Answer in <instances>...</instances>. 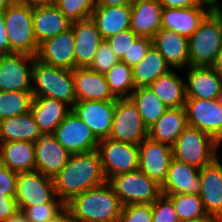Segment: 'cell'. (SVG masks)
Instances as JSON below:
<instances>
[{
	"label": "cell",
	"instance_id": "6da1fadb",
	"mask_svg": "<svg viewBox=\"0 0 222 222\" xmlns=\"http://www.w3.org/2000/svg\"><path fill=\"white\" fill-rule=\"evenodd\" d=\"M55 192L65 204L82 192L105 184L98 150L71 154L66 166L53 178Z\"/></svg>",
	"mask_w": 222,
	"mask_h": 222
},
{
	"label": "cell",
	"instance_id": "7a4b0ae2",
	"mask_svg": "<svg viewBox=\"0 0 222 222\" xmlns=\"http://www.w3.org/2000/svg\"><path fill=\"white\" fill-rule=\"evenodd\" d=\"M66 206L75 222H118L123 209L107 182L76 195Z\"/></svg>",
	"mask_w": 222,
	"mask_h": 222
},
{
	"label": "cell",
	"instance_id": "3957f363",
	"mask_svg": "<svg viewBox=\"0 0 222 222\" xmlns=\"http://www.w3.org/2000/svg\"><path fill=\"white\" fill-rule=\"evenodd\" d=\"M32 93L34 98L57 99L72 108L77 102L72 70L46 64L35 57L32 66Z\"/></svg>",
	"mask_w": 222,
	"mask_h": 222
},
{
	"label": "cell",
	"instance_id": "277c9868",
	"mask_svg": "<svg viewBox=\"0 0 222 222\" xmlns=\"http://www.w3.org/2000/svg\"><path fill=\"white\" fill-rule=\"evenodd\" d=\"M189 39V66H211L222 48V17L211 10Z\"/></svg>",
	"mask_w": 222,
	"mask_h": 222
},
{
	"label": "cell",
	"instance_id": "5b68a950",
	"mask_svg": "<svg viewBox=\"0 0 222 222\" xmlns=\"http://www.w3.org/2000/svg\"><path fill=\"white\" fill-rule=\"evenodd\" d=\"M220 143L208 133L187 126L172 146L174 159L202 169L217 157Z\"/></svg>",
	"mask_w": 222,
	"mask_h": 222
},
{
	"label": "cell",
	"instance_id": "8992f818",
	"mask_svg": "<svg viewBox=\"0 0 222 222\" xmlns=\"http://www.w3.org/2000/svg\"><path fill=\"white\" fill-rule=\"evenodd\" d=\"M10 53L36 56L38 43L33 28V7L13 2L3 13Z\"/></svg>",
	"mask_w": 222,
	"mask_h": 222
},
{
	"label": "cell",
	"instance_id": "52a82bcc",
	"mask_svg": "<svg viewBox=\"0 0 222 222\" xmlns=\"http://www.w3.org/2000/svg\"><path fill=\"white\" fill-rule=\"evenodd\" d=\"M123 206L153 204L161 193V186L139 169L115 175L107 180Z\"/></svg>",
	"mask_w": 222,
	"mask_h": 222
},
{
	"label": "cell",
	"instance_id": "ba28073f",
	"mask_svg": "<svg viewBox=\"0 0 222 222\" xmlns=\"http://www.w3.org/2000/svg\"><path fill=\"white\" fill-rule=\"evenodd\" d=\"M148 137V128L130 98H117L109 138L119 142L139 145Z\"/></svg>",
	"mask_w": 222,
	"mask_h": 222
},
{
	"label": "cell",
	"instance_id": "9c48e42d",
	"mask_svg": "<svg viewBox=\"0 0 222 222\" xmlns=\"http://www.w3.org/2000/svg\"><path fill=\"white\" fill-rule=\"evenodd\" d=\"M97 150L107 180L112 176L138 169L139 148L137 145L106 138L99 141Z\"/></svg>",
	"mask_w": 222,
	"mask_h": 222
},
{
	"label": "cell",
	"instance_id": "30bf717a",
	"mask_svg": "<svg viewBox=\"0 0 222 222\" xmlns=\"http://www.w3.org/2000/svg\"><path fill=\"white\" fill-rule=\"evenodd\" d=\"M24 53L0 55V91L32 92L34 58Z\"/></svg>",
	"mask_w": 222,
	"mask_h": 222
},
{
	"label": "cell",
	"instance_id": "8fae6325",
	"mask_svg": "<svg viewBox=\"0 0 222 222\" xmlns=\"http://www.w3.org/2000/svg\"><path fill=\"white\" fill-rule=\"evenodd\" d=\"M56 196L53 178L36 170L18 173L14 199L19 211L28 206L49 203Z\"/></svg>",
	"mask_w": 222,
	"mask_h": 222
},
{
	"label": "cell",
	"instance_id": "7c38bea8",
	"mask_svg": "<svg viewBox=\"0 0 222 222\" xmlns=\"http://www.w3.org/2000/svg\"><path fill=\"white\" fill-rule=\"evenodd\" d=\"M57 141L70 153H84L97 150L99 140L90 128L71 110L56 127Z\"/></svg>",
	"mask_w": 222,
	"mask_h": 222
},
{
	"label": "cell",
	"instance_id": "4fadbf2b",
	"mask_svg": "<svg viewBox=\"0 0 222 222\" xmlns=\"http://www.w3.org/2000/svg\"><path fill=\"white\" fill-rule=\"evenodd\" d=\"M187 125L198 128L222 142V105L218 99H186Z\"/></svg>",
	"mask_w": 222,
	"mask_h": 222
},
{
	"label": "cell",
	"instance_id": "5bb4252c",
	"mask_svg": "<svg viewBox=\"0 0 222 222\" xmlns=\"http://www.w3.org/2000/svg\"><path fill=\"white\" fill-rule=\"evenodd\" d=\"M138 148V169L162 186L174 158L172 147L147 137L138 145Z\"/></svg>",
	"mask_w": 222,
	"mask_h": 222
},
{
	"label": "cell",
	"instance_id": "9a60e30c",
	"mask_svg": "<svg viewBox=\"0 0 222 222\" xmlns=\"http://www.w3.org/2000/svg\"><path fill=\"white\" fill-rule=\"evenodd\" d=\"M116 101H77L71 110L81 119L100 141L109 138Z\"/></svg>",
	"mask_w": 222,
	"mask_h": 222
},
{
	"label": "cell",
	"instance_id": "2e32d148",
	"mask_svg": "<svg viewBox=\"0 0 222 222\" xmlns=\"http://www.w3.org/2000/svg\"><path fill=\"white\" fill-rule=\"evenodd\" d=\"M36 171L54 178L67 164L70 153L57 141L54 133L40 132L34 142Z\"/></svg>",
	"mask_w": 222,
	"mask_h": 222
},
{
	"label": "cell",
	"instance_id": "e0dca14e",
	"mask_svg": "<svg viewBox=\"0 0 222 222\" xmlns=\"http://www.w3.org/2000/svg\"><path fill=\"white\" fill-rule=\"evenodd\" d=\"M36 58L55 67L75 69V39L72 28L39 45Z\"/></svg>",
	"mask_w": 222,
	"mask_h": 222
},
{
	"label": "cell",
	"instance_id": "ac0fdd59",
	"mask_svg": "<svg viewBox=\"0 0 222 222\" xmlns=\"http://www.w3.org/2000/svg\"><path fill=\"white\" fill-rule=\"evenodd\" d=\"M201 190L199 196L205 212L222 222V163L217 157L200 169Z\"/></svg>",
	"mask_w": 222,
	"mask_h": 222
},
{
	"label": "cell",
	"instance_id": "d6986e66",
	"mask_svg": "<svg viewBox=\"0 0 222 222\" xmlns=\"http://www.w3.org/2000/svg\"><path fill=\"white\" fill-rule=\"evenodd\" d=\"M76 101H116L106 81L105 74L96 73L88 67L72 70Z\"/></svg>",
	"mask_w": 222,
	"mask_h": 222
},
{
	"label": "cell",
	"instance_id": "ffe728a7",
	"mask_svg": "<svg viewBox=\"0 0 222 222\" xmlns=\"http://www.w3.org/2000/svg\"><path fill=\"white\" fill-rule=\"evenodd\" d=\"M200 169L177 159L172 160L166 179L161 186L164 195L197 194L201 190Z\"/></svg>",
	"mask_w": 222,
	"mask_h": 222
},
{
	"label": "cell",
	"instance_id": "44dd1931",
	"mask_svg": "<svg viewBox=\"0 0 222 222\" xmlns=\"http://www.w3.org/2000/svg\"><path fill=\"white\" fill-rule=\"evenodd\" d=\"M162 10L159 0H134L130 29L139 37L153 39L162 29Z\"/></svg>",
	"mask_w": 222,
	"mask_h": 222
},
{
	"label": "cell",
	"instance_id": "7402d4cb",
	"mask_svg": "<svg viewBox=\"0 0 222 222\" xmlns=\"http://www.w3.org/2000/svg\"><path fill=\"white\" fill-rule=\"evenodd\" d=\"M186 76V99H218L222 78L210 66H189Z\"/></svg>",
	"mask_w": 222,
	"mask_h": 222
},
{
	"label": "cell",
	"instance_id": "603a6c76",
	"mask_svg": "<svg viewBox=\"0 0 222 222\" xmlns=\"http://www.w3.org/2000/svg\"><path fill=\"white\" fill-rule=\"evenodd\" d=\"M75 39V68L88 67L104 41L91 18L72 23Z\"/></svg>",
	"mask_w": 222,
	"mask_h": 222
},
{
	"label": "cell",
	"instance_id": "cb8c5ba5",
	"mask_svg": "<svg viewBox=\"0 0 222 222\" xmlns=\"http://www.w3.org/2000/svg\"><path fill=\"white\" fill-rule=\"evenodd\" d=\"M153 46L164 57L166 63L178 71L189 67V39L172 30L161 29L152 39Z\"/></svg>",
	"mask_w": 222,
	"mask_h": 222
},
{
	"label": "cell",
	"instance_id": "d4e9b609",
	"mask_svg": "<svg viewBox=\"0 0 222 222\" xmlns=\"http://www.w3.org/2000/svg\"><path fill=\"white\" fill-rule=\"evenodd\" d=\"M72 23L61 13L55 4L33 7V28L38 46L67 30Z\"/></svg>",
	"mask_w": 222,
	"mask_h": 222
},
{
	"label": "cell",
	"instance_id": "484cf974",
	"mask_svg": "<svg viewBox=\"0 0 222 222\" xmlns=\"http://www.w3.org/2000/svg\"><path fill=\"white\" fill-rule=\"evenodd\" d=\"M207 6L188 8H163L162 28L189 38L199 27L200 22L211 11Z\"/></svg>",
	"mask_w": 222,
	"mask_h": 222
},
{
	"label": "cell",
	"instance_id": "4316f807",
	"mask_svg": "<svg viewBox=\"0 0 222 222\" xmlns=\"http://www.w3.org/2000/svg\"><path fill=\"white\" fill-rule=\"evenodd\" d=\"M103 40L130 29L131 5L95 6L91 17Z\"/></svg>",
	"mask_w": 222,
	"mask_h": 222
},
{
	"label": "cell",
	"instance_id": "83f0119b",
	"mask_svg": "<svg viewBox=\"0 0 222 222\" xmlns=\"http://www.w3.org/2000/svg\"><path fill=\"white\" fill-rule=\"evenodd\" d=\"M0 164L17 173L35 171L34 143L29 141L0 143Z\"/></svg>",
	"mask_w": 222,
	"mask_h": 222
},
{
	"label": "cell",
	"instance_id": "f1b7e54d",
	"mask_svg": "<svg viewBox=\"0 0 222 222\" xmlns=\"http://www.w3.org/2000/svg\"><path fill=\"white\" fill-rule=\"evenodd\" d=\"M187 126L185 108H169L161 118L148 129V137L172 147L178 136Z\"/></svg>",
	"mask_w": 222,
	"mask_h": 222
},
{
	"label": "cell",
	"instance_id": "f546056e",
	"mask_svg": "<svg viewBox=\"0 0 222 222\" xmlns=\"http://www.w3.org/2000/svg\"><path fill=\"white\" fill-rule=\"evenodd\" d=\"M30 111L40 132L54 133L71 108L57 99L40 97L33 98Z\"/></svg>",
	"mask_w": 222,
	"mask_h": 222
},
{
	"label": "cell",
	"instance_id": "4dcf8cb0",
	"mask_svg": "<svg viewBox=\"0 0 222 222\" xmlns=\"http://www.w3.org/2000/svg\"><path fill=\"white\" fill-rule=\"evenodd\" d=\"M175 70L159 76L148 86L168 108L184 107L186 102V81Z\"/></svg>",
	"mask_w": 222,
	"mask_h": 222
},
{
	"label": "cell",
	"instance_id": "1f68e13d",
	"mask_svg": "<svg viewBox=\"0 0 222 222\" xmlns=\"http://www.w3.org/2000/svg\"><path fill=\"white\" fill-rule=\"evenodd\" d=\"M39 135L40 130L31 111L0 121V143L10 141L34 143Z\"/></svg>",
	"mask_w": 222,
	"mask_h": 222
},
{
	"label": "cell",
	"instance_id": "d6a6232c",
	"mask_svg": "<svg viewBox=\"0 0 222 222\" xmlns=\"http://www.w3.org/2000/svg\"><path fill=\"white\" fill-rule=\"evenodd\" d=\"M170 70L171 68L166 63L164 57L152 45L146 56L132 67L135 88L149 86L159 76Z\"/></svg>",
	"mask_w": 222,
	"mask_h": 222
},
{
	"label": "cell",
	"instance_id": "836d02e7",
	"mask_svg": "<svg viewBox=\"0 0 222 222\" xmlns=\"http://www.w3.org/2000/svg\"><path fill=\"white\" fill-rule=\"evenodd\" d=\"M149 129L169 109L149 88L137 87L129 97Z\"/></svg>",
	"mask_w": 222,
	"mask_h": 222
},
{
	"label": "cell",
	"instance_id": "e575fe53",
	"mask_svg": "<svg viewBox=\"0 0 222 222\" xmlns=\"http://www.w3.org/2000/svg\"><path fill=\"white\" fill-rule=\"evenodd\" d=\"M105 77L116 98H129L135 89L132 67L121 60L105 73Z\"/></svg>",
	"mask_w": 222,
	"mask_h": 222
},
{
	"label": "cell",
	"instance_id": "d590c367",
	"mask_svg": "<svg viewBox=\"0 0 222 222\" xmlns=\"http://www.w3.org/2000/svg\"><path fill=\"white\" fill-rule=\"evenodd\" d=\"M33 98L32 92L0 91V121L29 112Z\"/></svg>",
	"mask_w": 222,
	"mask_h": 222
},
{
	"label": "cell",
	"instance_id": "8d00e7d4",
	"mask_svg": "<svg viewBox=\"0 0 222 222\" xmlns=\"http://www.w3.org/2000/svg\"><path fill=\"white\" fill-rule=\"evenodd\" d=\"M167 196L172 200L180 222L196 220L208 216L205 212L203 202L197 194L182 193Z\"/></svg>",
	"mask_w": 222,
	"mask_h": 222
},
{
	"label": "cell",
	"instance_id": "74e56055",
	"mask_svg": "<svg viewBox=\"0 0 222 222\" xmlns=\"http://www.w3.org/2000/svg\"><path fill=\"white\" fill-rule=\"evenodd\" d=\"M54 4L71 23L90 18L95 8L94 0H55Z\"/></svg>",
	"mask_w": 222,
	"mask_h": 222
},
{
	"label": "cell",
	"instance_id": "f35d334b",
	"mask_svg": "<svg viewBox=\"0 0 222 222\" xmlns=\"http://www.w3.org/2000/svg\"><path fill=\"white\" fill-rule=\"evenodd\" d=\"M66 204L57 196L49 203L26 207L22 212L30 222H46L59 213Z\"/></svg>",
	"mask_w": 222,
	"mask_h": 222
},
{
	"label": "cell",
	"instance_id": "ab89813d",
	"mask_svg": "<svg viewBox=\"0 0 222 222\" xmlns=\"http://www.w3.org/2000/svg\"><path fill=\"white\" fill-rule=\"evenodd\" d=\"M139 38L131 29L120 31L105 41L118 58L129 66V51Z\"/></svg>",
	"mask_w": 222,
	"mask_h": 222
},
{
	"label": "cell",
	"instance_id": "60d3db41",
	"mask_svg": "<svg viewBox=\"0 0 222 222\" xmlns=\"http://www.w3.org/2000/svg\"><path fill=\"white\" fill-rule=\"evenodd\" d=\"M118 61H120V59L104 40L99 45L95 57L93 58L88 68L96 73L105 74Z\"/></svg>",
	"mask_w": 222,
	"mask_h": 222
},
{
	"label": "cell",
	"instance_id": "b9f144b4",
	"mask_svg": "<svg viewBox=\"0 0 222 222\" xmlns=\"http://www.w3.org/2000/svg\"><path fill=\"white\" fill-rule=\"evenodd\" d=\"M152 222H180L172 200L164 194L152 204Z\"/></svg>",
	"mask_w": 222,
	"mask_h": 222
},
{
	"label": "cell",
	"instance_id": "7bdbcfd3",
	"mask_svg": "<svg viewBox=\"0 0 222 222\" xmlns=\"http://www.w3.org/2000/svg\"><path fill=\"white\" fill-rule=\"evenodd\" d=\"M152 204L123 206L118 222H152Z\"/></svg>",
	"mask_w": 222,
	"mask_h": 222
},
{
	"label": "cell",
	"instance_id": "ee69618b",
	"mask_svg": "<svg viewBox=\"0 0 222 222\" xmlns=\"http://www.w3.org/2000/svg\"><path fill=\"white\" fill-rule=\"evenodd\" d=\"M18 173L0 164V194L15 195Z\"/></svg>",
	"mask_w": 222,
	"mask_h": 222
},
{
	"label": "cell",
	"instance_id": "f6af8a7d",
	"mask_svg": "<svg viewBox=\"0 0 222 222\" xmlns=\"http://www.w3.org/2000/svg\"><path fill=\"white\" fill-rule=\"evenodd\" d=\"M152 45V39L139 37L129 51V66L133 67L138 64L146 56Z\"/></svg>",
	"mask_w": 222,
	"mask_h": 222
},
{
	"label": "cell",
	"instance_id": "bcb514c9",
	"mask_svg": "<svg viewBox=\"0 0 222 222\" xmlns=\"http://www.w3.org/2000/svg\"><path fill=\"white\" fill-rule=\"evenodd\" d=\"M15 195L0 194V222H4L8 217L19 211Z\"/></svg>",
	"mask_w": 222,
	"mask_h": 222
},
{
	"label": "cell",
	"instance_id": "7dc6e473",
	"mask_svg": "<svg viewBox=\"0 0 222 222\" xmlns=\"http://www.w3.org/2000/svg\"><path fill=\"white\" fill-rule=\"evenodd\" d=\"M162 8H188L204 6L198 0H159Z\"/></svg>",
	"mask_w": 222,
	"mask_h": 222
},
{
	"label": "cell",
	"instance_id": "c3c4849f",
	"mask_svg": "<svg viewBox=\"0 0 222 222\" xmlns=\"http://www.w3.org/2000/svg\"><path fill=\"white\" fill-rule=\"evenodd\" d=\"M10 53V43L6 31L3 13H0V55Z\"/></svg>",
	"mask_w": 222,
	"mask_h": 222
},
{
	"label": "cell",
	"instance_id": "681fc988",
	"mask_svg": "<svg viewBox=\"0 0 222 222\" xmlns=\"http://www.w3.org/2000/svg\"><path fill=\"white\" fill-rule=\"evenodd\" d=\"M46 222H75L71 211L67 206H65L59 213H57L52 219Z\"/></svg>",
	"mask_w": 222,
	"mask_h": 222
},
{
	"label": "cell",
	"instance_id": "f907efd6",
	"mask_svg": "<svg viewBox=\"0 0 222 222\" xmlns=\"http://www.w3.org/2000/svg\"><path fill=\"white\" fill-rule=\"evenodd\" d=\"M95 6H121L131 5L134 0H94Z\"/></svg>",
	"mask_w": 222,
	"mask_h": 222
},
{
	"label": "cell",
	"instance_id": "816d5d0a",
	"mask_svg": "<svg viewBox=\"0 0 222 222\" xmlns=\"http://www.w3.org/2000/svg\"><path fill=\"white\" fill-rule=\"evenodd\" d=\"M15 2L24 4L30 7H36V6L54 4L55 0H15Z\"/></svg>",
	"mask_w": 222,
	"mask_h": 222
},
{
	"label": "cell",
	"instance_id": "f5cc1de1",
	"mask_svg": "<svg viewBox=\"0 0 222 222\" xmlns=\"http://www.w3.org/2000/svg\"><path fill=\"white\" fill-rule=\"evenodd\" d=\"M210 67L222 78V48Z\"/></svg>",
	"mask_w": 222,
	"mask_h": 222
},
{
	"label": "cell",
	"instance_id": "db71d44e",
	"mask_svg": "<svg viewBox=\"0 0 222 222\" xmlns=\"http://www.w3.org/2000/svg\"><path fill=\"white\" fill-rule=\"evenodd\" d=\"M4 222H30L22 211L8 217Z\"/></svg>",
	"mask_w": 222,
	"mask_h": 222
},
{
	"label": "cell",
	"instance_id": "11a10c76",
	"mask_svg": "<svg viewBox=\"0 0 222 222\" xmlns=\"http://www.w3.org/2000/svg\"><path fill=\"white\" fill-rule=\"evenodd\" d=\"M219 0H198L201 5L207 6L210 10H214Z\"/></svg>",
	"mask_w": 222,
	"mask_h": 222
},
{
	"label": "cell",
	"instance_id": "9f6ffc18",
	"mask_svg": "<svg viewBox=\"0 0 222 222\" xmlns=\"http://www.w3.org/2000/svg\"><path fill=\"white\" fill-rule=\"evenodd\" d=\"M182 222H219L215 217L208 215L196 220L182 221Z\"/></svg>",
	"mask_w": 222,
	"mask_h": 222
},
{
	"label": "cell",
	"instance_id": "6f0895ef",
	"mask_svg": "<svg viewBox=\"0 0 222 222\" xmlns=\"http://www.w3.org/2000/svg\"><path fill=\"white\" fill-rule=\"evenodd\" d=\"M15 0H0V13H4L5 10L14 2Z\"/></svg>",
	"mask_w": 222,
	"mask_h": 222
},
{
	"label": "cell",
	"instance_id": "680465c9",
	"mask_svg": "<svg viewBox=\"0 0 222 222\" xmlns=\"http://www.w3.org/2000/svg\"><path fill=\"white\" fill-rule=\"evenodd\" d=\"M213 11L222 17V6L220 5V2H219V4L215 7V9H214Z\"/></svg>",
	"mask_w": 222,
	"mask_h": 222
},
{
	"label": "cell",
	"instance_id": "91938a15",
	"mask_svg": "<svg viewBox=\"0 0 222 222\" xmlns=\"http://www.w3.org/2000/svg\"><path fill=\"white\" fill-rule=\"evenodd\" d=\"M218 101L221 103L222 105V86H221V91H220V94L218 96Z\"/></svg>",
	"mask_w": 222,
	"mask_h": 222
}]
</instances>
